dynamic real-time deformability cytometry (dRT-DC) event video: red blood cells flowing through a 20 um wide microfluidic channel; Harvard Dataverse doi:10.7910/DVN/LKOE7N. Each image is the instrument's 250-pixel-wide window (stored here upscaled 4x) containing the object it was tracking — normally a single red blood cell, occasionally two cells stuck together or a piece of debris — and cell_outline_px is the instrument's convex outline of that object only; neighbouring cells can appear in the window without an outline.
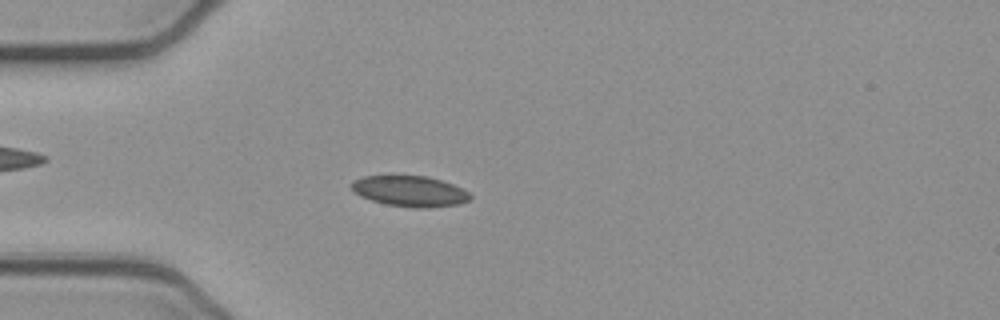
{"species": "common noctule bat (a hibernating species)", "species_latin": "Nyctalus noctula", "temperature_condition": "cold", "stored_images_in_passage": 52, "camera_frame_rate_fps": 3000, "um_per_image_px": 0.085, "animal": {"sex": "female", "body_mass_g": 21.9}, "frame": {"image": 1, "passage_image": 14, "time_ms": 4.333, "image_size_px": [1000, 320], "cell_outline_px": [[472, 196], [468, 200], [460, 204], [428, 208], [412, 208], [384, 204], [360, 196], [352, 188], [352, 180], [364, 176], [392, 172], [428, 176], [452, 184], [468, 192]], "centroid_in_image_um": [34.79, 16.2], "position_along_channel_um": 50.2, "area_um2": 22.08}}
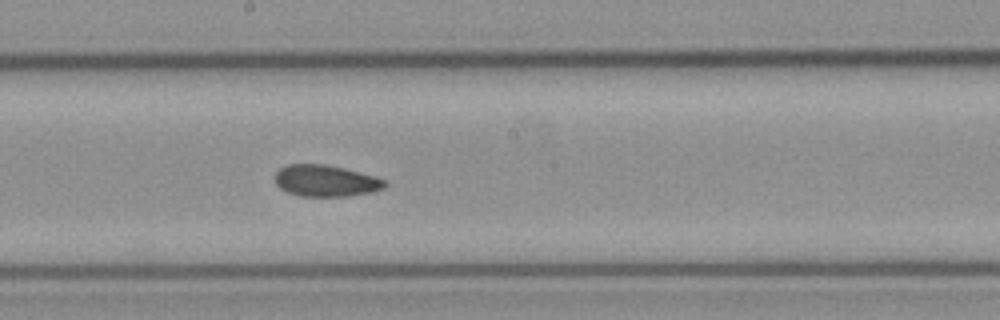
{"frame": {"image": 2, "passage_image": 28, "time_ms": 9.0, "image_size_px": [1000, 320], "cell_outline_px": [[388, 184], [384, 188], [372, 192], [348, 196], [300, 196], [288, 192], [280, 188], [276, 184], [272, 176], [280, 168], [288, 164], [324, 164], [344, 168], [376, 176], [384, 180]], "centroid_in_image_um": [27.67, 15.36], "position_along_channel_um": 220.5, "area_um2": 20.35}}
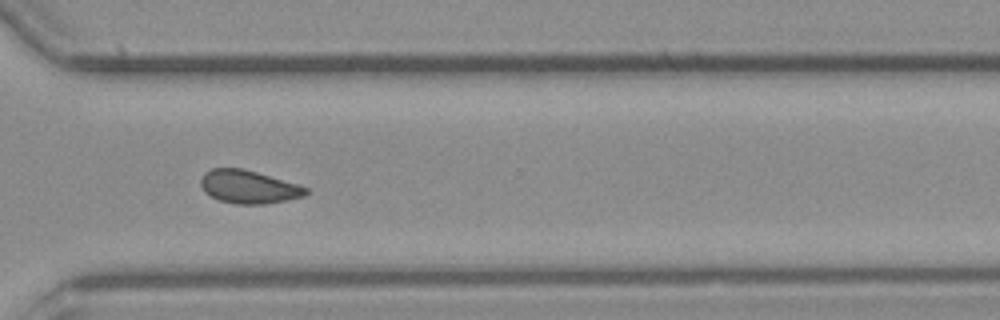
{"frame": {"image": 3, "passage_image": 38, "time_ms": 12.333, "image_size_px": [1000, 320], "cell_outline_px": [[308, 192], [304, 196], [264, 204], [236, 204], [220, 200], [204, 192], [200, 184], [200, 180], [204, 172], [212, 168], [240, 168], [256, 172], [300, 184], [308, 188]], "centroid_in_image_um": [21.12, 15.87], "position_along_channel_um": 349.5, "area_um2": 20.23}, "authors_computed_cell_mechanics": {"area_um2": 20.6924, "velocity_mm_per_s": 3.8789, "shape_relaxation_time_tau1_ms": null, "shape_relaxation_time_tau2_ms": 3.5029, "deformation_change_tau1": null, "deformation_change_tau2": 0.0794}}